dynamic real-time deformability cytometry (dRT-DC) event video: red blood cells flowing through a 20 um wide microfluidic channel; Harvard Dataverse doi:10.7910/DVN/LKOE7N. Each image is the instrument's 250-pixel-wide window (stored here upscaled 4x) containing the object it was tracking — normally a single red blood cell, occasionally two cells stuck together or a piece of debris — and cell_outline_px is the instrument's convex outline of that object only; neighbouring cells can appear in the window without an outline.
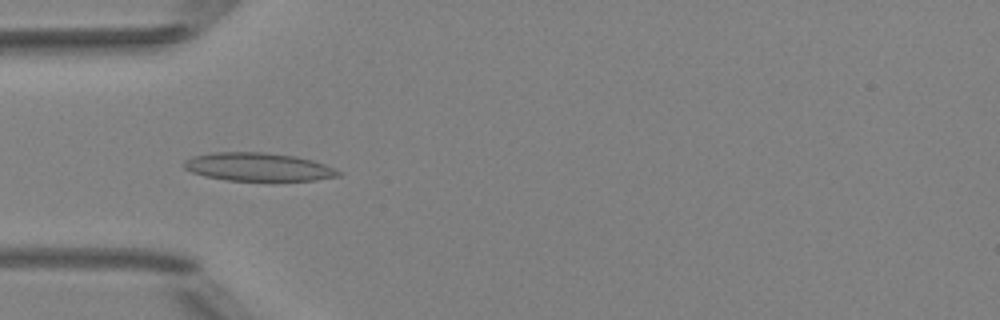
{"species": "Egyptian fruit bat (a non-hibernating species)", "species_latin": "Rousettus aegyptiacus", "temperature_condition": "room temperature", "stored_images_in_passage": 5, "camera_frame_rate_fps": 3000, "um_per_image_px": 0.085, "animal": {"sex": "female"}, "frame": {"image": 1, "passage_image": 3, "time_ms": 0.667, "image_size_px": [1000, 320], "cell_outline_px": [[344, 172], [340, 176], [316, 180], [272, 184], [228, 180], [204, 176], [192, 172], [184, 168], [180, 164], [184, 160], [192, 156], [212, 152], [264, 152], [296, 156], [312, 160], [324, 164]], "centroid_in_image_um": [21.99, 14.24], "position_along_channel_um": 63.0, "area_um2": 26.82}}
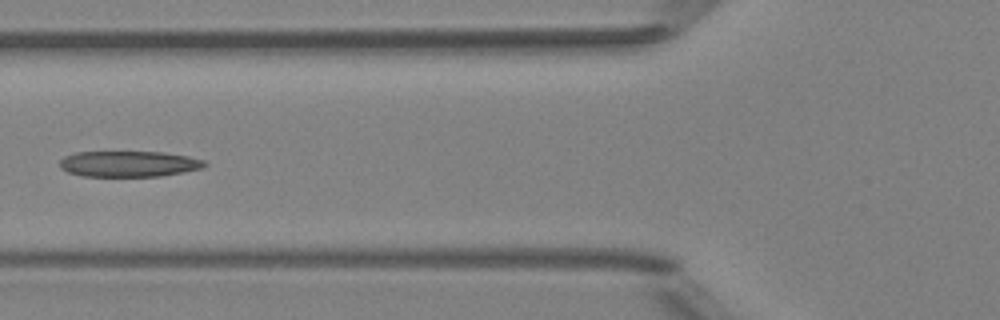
{"frame": {"image": 2, "passage_image": 4, "time_ms": 1.0, "image_size_px": [1000, 320], "cell_outline_px": [[208, 164], [204, 168], [184, 172], [160, 176], [80, 176], [68, 172], [60, 168], [60, 160], [64, 156], [76, 152], [160, 152], [188, 156], [204, 160]], "centroid_in_image_um": [10.96, 13.93], "position_along_channel_um": 114.8, "area_um2": 21.91}}
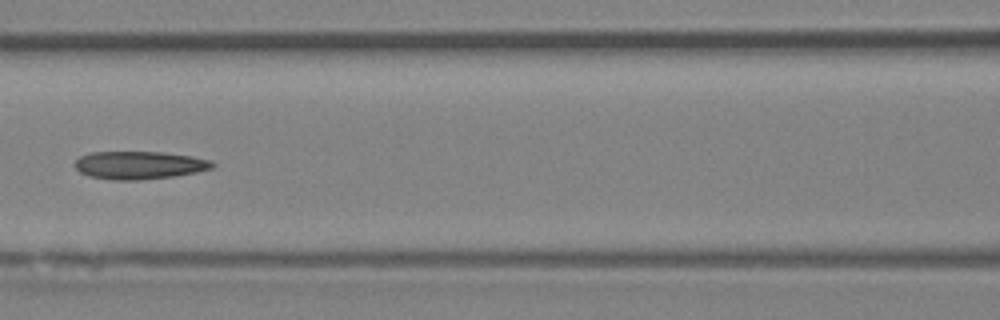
{"frame": {"image": 3, "passage_image": 5, "time_ms": 1.333, "image_size_px": [1000, 320], "cell_outline_px": [[216, 164], [212, 168], [196, 172], [176, 176], [140, 180], [112, 180], [88, 176], [80, 172], [72, 164], [80, 156], [92, 152], [160, 152], [192, 156], [212, 160]], "centroid_in_image_um": [11.83, 14.04], "position_along_channel_um": 154.8, "area_um2": 22.54}}